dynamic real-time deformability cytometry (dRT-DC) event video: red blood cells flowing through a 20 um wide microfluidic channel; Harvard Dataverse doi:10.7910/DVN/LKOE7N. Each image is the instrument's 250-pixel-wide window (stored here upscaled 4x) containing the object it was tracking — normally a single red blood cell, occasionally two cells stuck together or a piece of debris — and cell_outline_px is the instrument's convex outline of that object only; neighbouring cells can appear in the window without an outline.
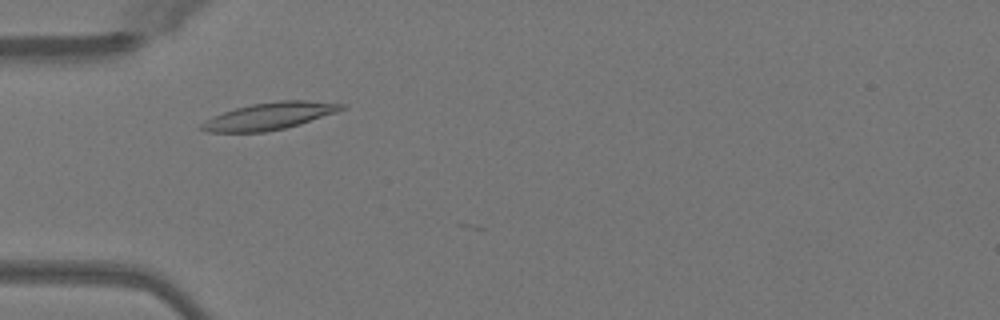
{"species": "Egyptian fruit bat (a non-hibernating species)", "species_latin": "Rousettus aegyptiacus", "temperature_condition": "warm", "stored_images_in_passage": 5, "camera_frame_rate_fps": 3000, "um_per_image_px": 0.085, "animal": {"sex": "female"}, "frame": {"image": 1, "passage_image": 4, "time_ms": 1.0, "image_size_px": [1000, 320], "cell_outline_px": [[344, 108], [336, 112], [300, 124], [284, 128], [264, 132], [208, 132], [200, 128], [200, 124], [212, 116], [236, 108], [252, 104], [276, 100], [304, 100], [344, 104]], "centroid_in_image_um": [22.87, 9.86], "position_along_channel_um": 62.1, "area_um2": 21.85}}